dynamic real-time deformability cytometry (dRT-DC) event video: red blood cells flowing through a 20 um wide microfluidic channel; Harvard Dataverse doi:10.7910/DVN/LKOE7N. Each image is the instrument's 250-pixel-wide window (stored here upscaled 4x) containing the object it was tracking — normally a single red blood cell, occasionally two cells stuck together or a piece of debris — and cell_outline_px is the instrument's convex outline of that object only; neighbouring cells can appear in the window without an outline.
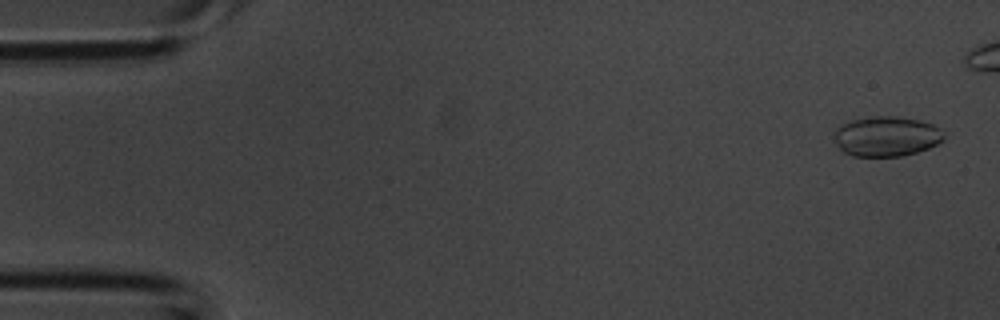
{"species": "common noctule bat (a hibernating species)", "species_latin": "Nyctalus noctula", "temperature_condition": "room temperature", "stored_images_in_passage": 5, "camera_frame_rate_fps": 3000, "um_per_image_px": 0.085, "animal": {"sex": "male", "body_mass_g": 20.1, "forearm_length_mm": 53.5}, "frame": {"image": 1, "passage_image": 5, "time_ms": 1.333, "image_size_px": [1000, 320], "cell_outline_px": [[944, 140], [928, 148], [916, 152], [900, 156], [852, 156], [844, 152], [840, 148], [832, 136], [836, 128], [840, 124], [852, 120], [872, 116], [896, 116], [920, 120], [932, 124], [940, 128], [944, 136]], "centroid_in_image_um": [75.32, 11.58], "position_along_channel_um": 9.7, "area_um2": 25.66}}